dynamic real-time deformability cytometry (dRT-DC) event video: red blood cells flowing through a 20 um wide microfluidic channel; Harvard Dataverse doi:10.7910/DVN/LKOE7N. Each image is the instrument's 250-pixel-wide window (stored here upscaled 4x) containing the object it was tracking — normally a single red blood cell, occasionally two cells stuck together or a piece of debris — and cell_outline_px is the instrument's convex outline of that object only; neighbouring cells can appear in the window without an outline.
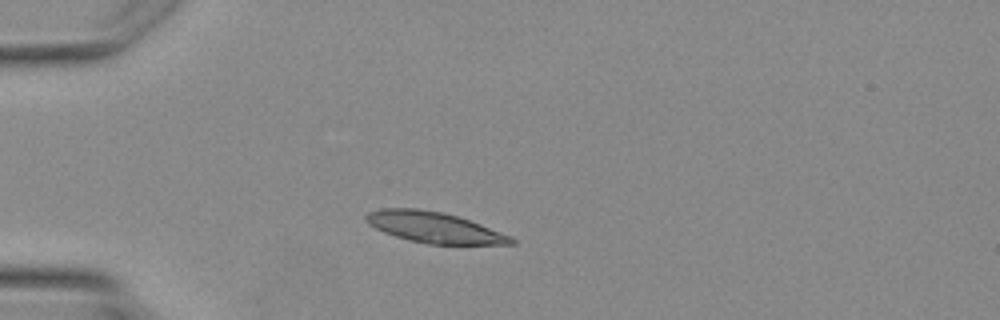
{"species": "Egyptian fruit bat (a non-hibernating species)", "species_latin": "Rousettus aegyptiacus", "temperature_condition": "warm", "stored_images_in_passage": 2, "camera_frame_rate_fps": 3000, "um_per_image_px": 0.085, "animal": {"sex": "female"}, "frame": {"image": 1, "passage_image": 1, "time_ms": 0.0, "image_size_px": [1000, 320], "cell_outline_px": [[516, 244], [428, 244], [396, 236], [384, 232], [368, 224], [364, 220], [364, 216], [368, 212], [380, 208], [416, 208], [440, 212], [456, 216], [480, 224], [512, 236], [516, 240]], "centroid_in_image_um": [36.89, 19.32], "position_along_channel_um": 48.1, "area_um2": 25.84}}